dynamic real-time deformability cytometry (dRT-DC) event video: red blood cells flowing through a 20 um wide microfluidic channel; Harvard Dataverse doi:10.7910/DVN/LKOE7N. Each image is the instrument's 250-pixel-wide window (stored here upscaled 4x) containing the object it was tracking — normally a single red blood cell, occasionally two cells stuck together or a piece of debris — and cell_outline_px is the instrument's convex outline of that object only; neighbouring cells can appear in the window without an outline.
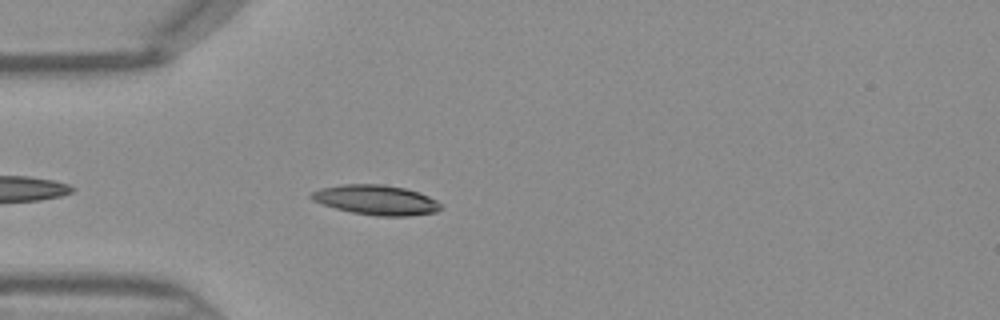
{"species": "Egyptian fruit bat (a non-hibernating species)", "species_latin": "Rousettus aegyptiacus", "temperature_condition": "warm", "stored_images_in_passage": 24, "camera_frame_rate_fps": 3000, "um_per_image_px": 0.085, "frame": {"image": 1, "passage_image": 4, "time_ms": 1.0, "image_size_px": [1000, 320], "cell_outline_px": [[444, 208], [436, 212], [408, 216], [376, 216], [352, 212], [336, 208], [312, 200], [308, 196], [312, 192], [320, 188], [344, 184], [384, 184], [404, 188], [420, 192], [444, 204]], "centroid_in_image_um": [32.02, 16.99], "position_along_channel_um": 53.0, "area_um2": 22.66}}
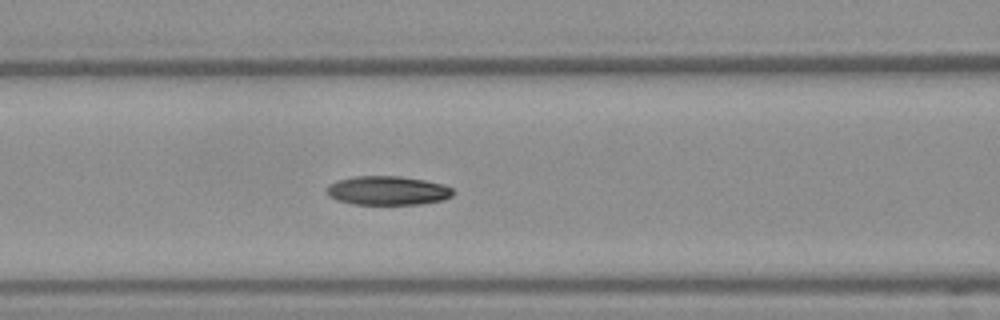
{"frame": {"image": 2, "passage_image": 10, "time_ms": 3.0, "image_size_px": [1000, 320], "cell_outline_px": [[456, 192], [452, 196], [444, 200], [420, 204], [352, 204], [336, 200], [328, 196], [324, 188], [328, 184], [336, 180], [356, 176], [400, 176], [424, 180], [444, 184], [452, 188]], "centroid_in_image_um": [32.93, 16.2], "position_along_channel_um": 133.7, "area_um2": 21.68}}
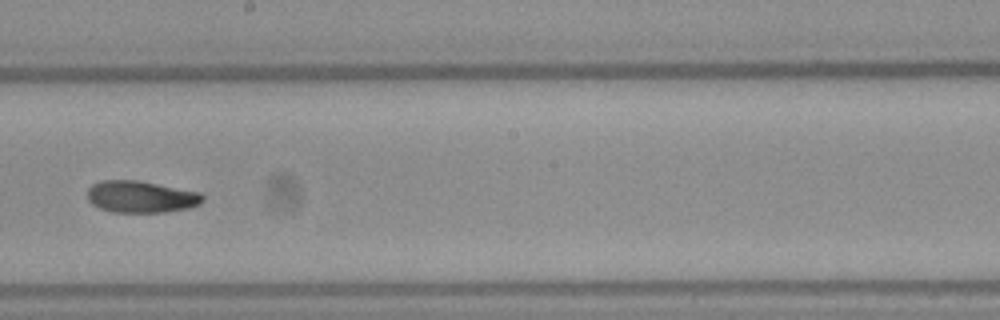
{"frame": {"image": 3, "passage_image": 17, "time_ms": 5.333, "image_size_px": [1000, 320], "cell_outline_px": [[204, 200], [200, 204], [188, 208], [164, 212], [116, 212], [100, 208], [92, 204], [88, 200], [88, 188], [92, 184], [100, 180], [136, 180], [200, 192], [204, 196]], "centroid_in_image_um": [11.98, 16.72], "position_along_channel_um": 236.2, "area_um2": 21.33}}